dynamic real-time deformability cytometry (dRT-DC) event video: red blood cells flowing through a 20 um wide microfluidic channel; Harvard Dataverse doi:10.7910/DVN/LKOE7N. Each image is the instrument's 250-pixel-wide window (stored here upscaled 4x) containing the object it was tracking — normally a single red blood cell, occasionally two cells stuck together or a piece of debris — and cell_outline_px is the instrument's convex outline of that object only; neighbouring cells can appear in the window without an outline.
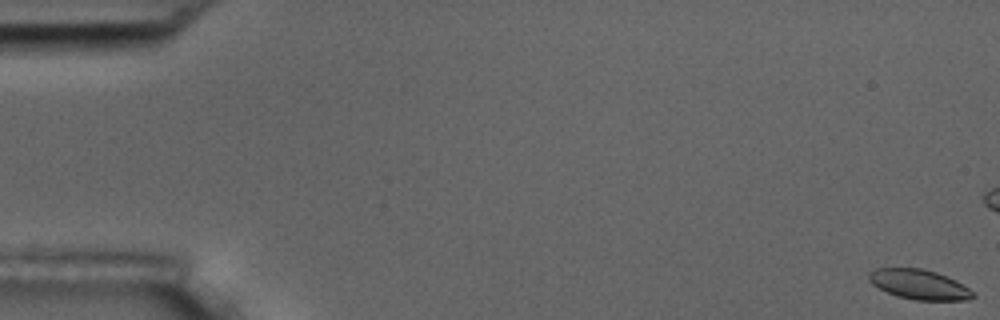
{"species": "common noctule bat (a hibernating species)", "species_latin": "Nyctalus noctula", "temperature_condition": "room temperature", "stored_images_in_passage": 6, "camera_frame_rate_fps": 3000, "um_per_image_px": 0.085, "animal": {"sex": "male", "body_mass_g": 17.5, "forearm_length_mm": 52.3}, "frame": {"image": 1, "passage_image": 1, "time_ms": 0.0, "image_size_px": [1000, 320], "cell_outline_px": [[976, 296], [968, 300], [916, 300], [900, 296], [888, 292], [872, 284], [868, 280], [868, 272], [876, 268], [920, 268], [936, 272], [956, 280], [968, 288]], "centroid_in_image_um": [78.12, 24.17], "position_along_channel_um": 6.9, "area_um2": 17.92}}
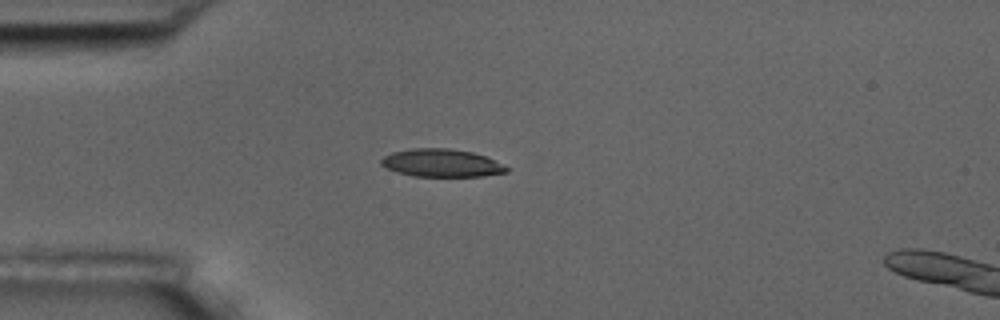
{"frame": {"image": 2, "passage_image": 6, "time_ms": 6.667, "image_size_px": [1000, 320], "cell_outline_px": [[508, 172], [480, 176], [412, 176], [396, 172], [380, 164], [380, 160], [384, 156], [392, 152], [412, 148], [448, 148], [472, 152], [484, 156], [508, 168]], "centroid_in_image_um": [37.47, 13.85], "position_along_channel_um": 47.5, "area_um2": 20.11}}